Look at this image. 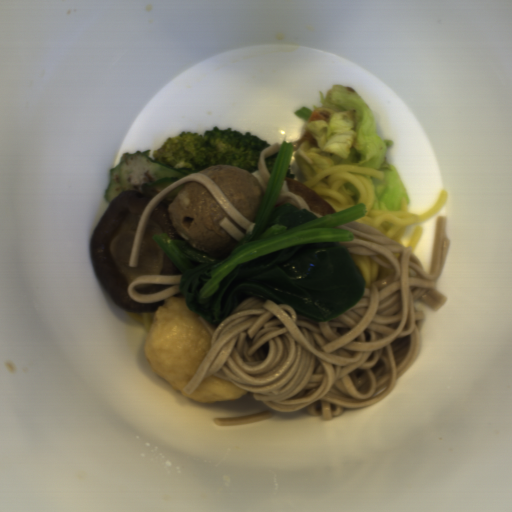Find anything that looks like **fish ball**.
Wrapping results in <instances>:
<instances>
[{
  "mask_svg": "<svg viewBox=\"0 0 512 512\" xmlns=\"http://www.w3.org/2000/svg\"><path fill=\"white\" fill-rule=\"evenodd\" d=\"M185 300L179 293L155 309L144 348L149 367L191 400L213 404L240 399L248 390L211 374L191 394L185 393L211 346L208 329Z\"/></svg>",
  "mask_w": 512,
  "mask_h": 512,
  "instance_id": "fish-ball-1",
  "label": "fish ball"
},
{
  "mask_svg": "<svg viewBox=\"0 0 512 512\" xmlns=\"http://www.w3.org/2000/svg\"><path fill=\"white\" fill-rule=\"evenodd\" d=\"M202 317V316H201ZM202 319L206 322V324L215 332L219 325H214L211 322L207 321L202 317Z\"/></svg>",
  "mask_w": 512,
  "mask_h": 512,
  "instance_id": "fish-ball-2",
  "label": "fish ball"
}]
</instances>
